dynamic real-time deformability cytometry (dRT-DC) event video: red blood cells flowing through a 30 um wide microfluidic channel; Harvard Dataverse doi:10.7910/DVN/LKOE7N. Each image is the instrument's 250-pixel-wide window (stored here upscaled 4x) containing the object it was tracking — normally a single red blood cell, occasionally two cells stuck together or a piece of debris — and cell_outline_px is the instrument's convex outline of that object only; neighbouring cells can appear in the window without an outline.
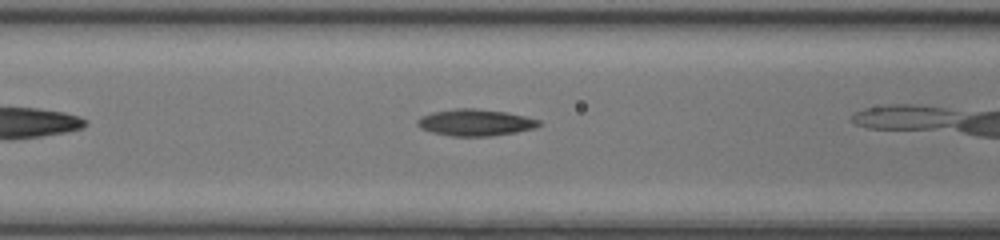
{"species": "common noctule bat (a hibernating species)", "species_latin": "Nyctalus noctula", "temperature_condition": "room temperature", "stored_images_in_passage": 13, "camera_frame_rate_fps": 3000, "um_per_image_px": 0.085, "animal": {"sex": "female", "body_mass_g": 17.0, "forearm_length_mm": 48.0}, "frame": {"image": 1, "passage_image": 6, "time_ms": 1.667, "image_size_px": [1000, 240], "cell_outline_px": [[544, 124], [536, 128], [516, 132], [492, 136], [452, 136], [432, 132], [420, 128], [416, 124], [416, 120], [420, 116], [432, 112], [456, 108], [476, 108], [508, 112], [540, 120]], "centroid_in_image_um": [40.42, 10.41], "position_along_channel_um": 126.2, "area_um2": 19.13}}